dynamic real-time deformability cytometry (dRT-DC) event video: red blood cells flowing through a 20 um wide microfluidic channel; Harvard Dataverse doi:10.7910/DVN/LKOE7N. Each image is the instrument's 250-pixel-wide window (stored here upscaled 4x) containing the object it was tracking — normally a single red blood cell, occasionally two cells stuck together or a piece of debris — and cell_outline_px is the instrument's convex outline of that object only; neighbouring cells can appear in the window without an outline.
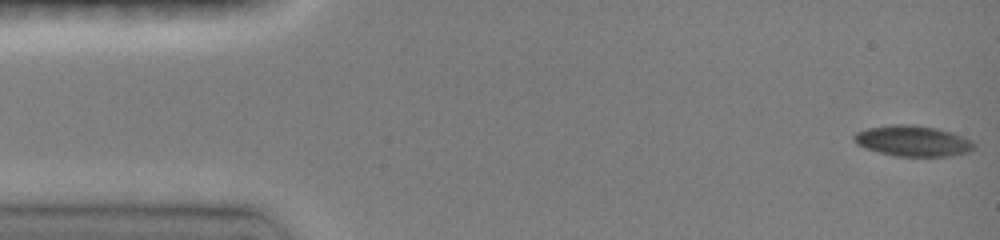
{"species": "common noctule bat (a hibernating species)", "species_latin": "Nyctalus noctula", "temperature_condition": "room temperature", "stored_images_in_passage": 29, "camera_frame_rate_fps": 3000, "um_per_image_px": 0.085, "animal": {"sex": "female", "body_mass_g": 19.0, "forearm_length_mm": 51.5}, "frame": {"image": 1, "passage_image": 1, "time_ms": 0.0, "image_size_px": [1000, 240], "cell_outline_px": [[976, 144], [972, 148], [964, 152], [948, 156], [896, 156], [880, 152], [856, 144], [852, 136], [856, 132], [868, 128], [896, 124], [904, 124], [936, 128], [960, 136]], "centroid_in_image_um": [77.52, 11.98], "position_along_channel_um": 7.5, "area_um2": 20.81}}
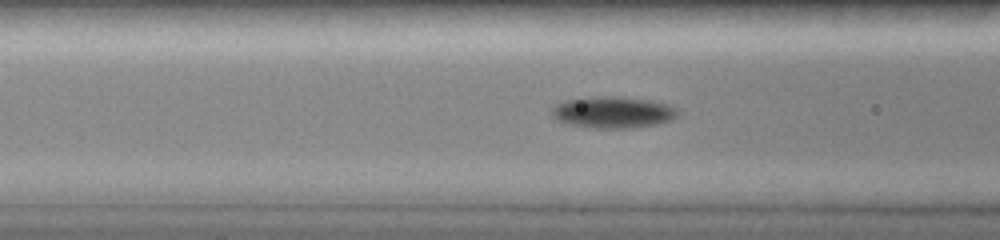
{"frame": {"image": 2, "passage_image": 14, "time_ms": 5.667, "image_size_px": [1000, 240], "cell_outline_px": [[680, 112], [672, 120], [656, 124], [632, 128], [592, 128], [572, 124], [556, 120], [552, 116], [552, 108], [556, 104], [564, 100], [596, 96], [612, 96], [652, 100], [668, 104], [676, 108]], "centroid_in_image_um": [52.12, 9.54], "position_along_channel_um": 114.5, "area_um2": 23.24}}
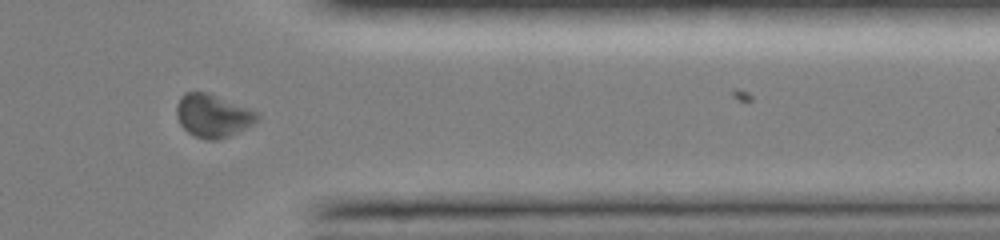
{"frame": {"image": 3, "passage_image": 28, "time_ms": 12.667, "image_size_px": [1000, 240], "cell_outline_px": [[260, 116], [252, 124], [228, 136], [216, 140], [208, 140], [196, 136], [188, 132], [180, 124], [176, 116], [176, 104], [180, 96], [184, 92], [208, 92], [260, 112]], "centroid_in_image_um": [18.07, 9.81], "position_along_channel_um": 393.3, "area_um2": 20.23}}